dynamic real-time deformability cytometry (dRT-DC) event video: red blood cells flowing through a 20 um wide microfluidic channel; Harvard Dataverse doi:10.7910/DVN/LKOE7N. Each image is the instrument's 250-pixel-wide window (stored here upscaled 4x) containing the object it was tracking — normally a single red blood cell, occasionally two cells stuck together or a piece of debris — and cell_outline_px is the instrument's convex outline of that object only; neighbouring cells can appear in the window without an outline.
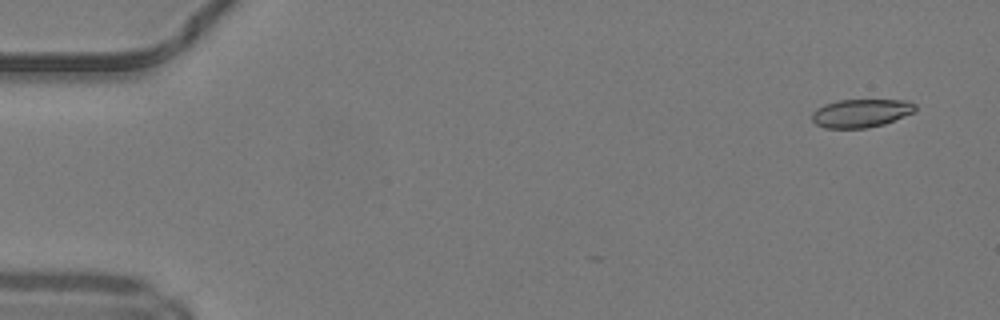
{"species": "common noctule bat (a hibernating species)", "species_latin": "Nyctalus noctula", "temperature_condition": "warm", "stored_images_in_passage": 7, "camera_frame_rate_fps": 3000, "um_per_image_px": 0.085, "animal": {"sex": "male", "body_mass_g": 19.2, "forearm_length_mm": 51.8}, "frame": {"image": 1, "passage_image": 3, "time_ms": 0.667, "image_size_px": [1000, 320], "cell_outline_px": [[916, 112], [884, 124], [868, 128], [824, 128], [816, 124], [812, 120], [812, 112], [816, 108], [824, 104], [840, 100], [908, 100], [916, 104]], "centroid_in_image_um": [73.2, 9.62], "position_along_channel_um": 11.8, "area_um2": 17.22}}